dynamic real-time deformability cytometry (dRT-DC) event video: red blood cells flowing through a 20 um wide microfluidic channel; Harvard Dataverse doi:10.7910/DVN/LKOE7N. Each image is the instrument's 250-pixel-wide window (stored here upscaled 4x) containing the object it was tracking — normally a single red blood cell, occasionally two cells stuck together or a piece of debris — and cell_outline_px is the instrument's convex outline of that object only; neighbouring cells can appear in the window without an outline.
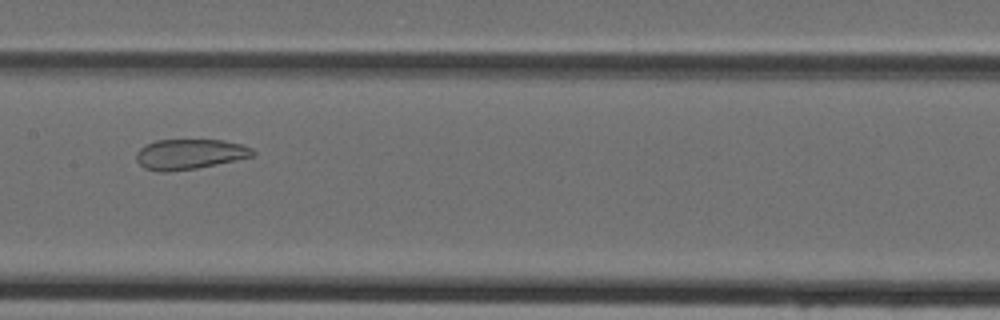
{"species": "Egyptian fruit bat (a non-hibernating species)", "species_latin": "Rousettus aegyptiacus", "temperature_condition": "cold", "stored_images_in_passage": 47, "camera_frame_rate_fps": 3000, "um_per_image_px": 0.085, "animal": {"sex": "female"}, "frame": {"image": 1, "passage_image": 24, "time_ms": 7.667, "image_size_px": [1000, 320], "cell_outline_px": [[256, 156], [196, 168], [168, 172], [156, 172], [144, 168], [136, 160], [136, 152], [140, 148], [156, 140], [224, 140], [240, 144], [252, 148], [256, 152]], "centroid_in_image_um": [16.12, 13.11], "position_along_channel_um": 191.3, "area_um2": 20.58}}
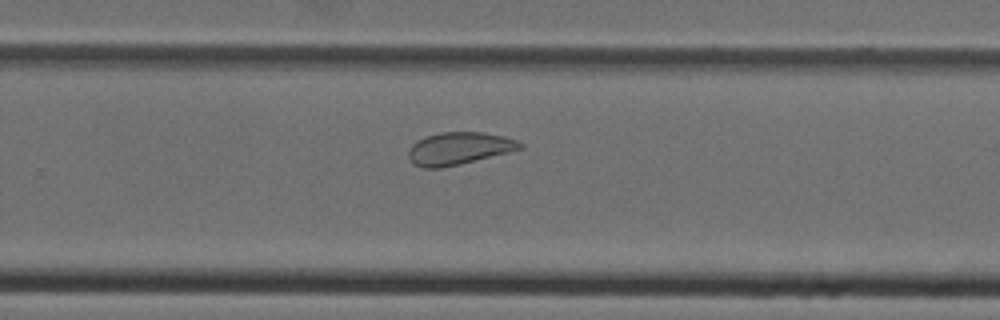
{"frame": {"image": 2, "passage_image": 31, "time_ms": 10.0, "image_size_px": [1000, 320], "cell_outline_px": [[524, 148], [460, 164], [440, 168], [424, 168], [412, 164], [408, 156], [408, 148], [416, 140], [440, 132], [484, 132], [504, 136], [516, 140], [524, 144]], "centroid_in_image_um": [38.99, 12.61], "position_along_channel_um": 290.8, "area_um2": 21.15}}
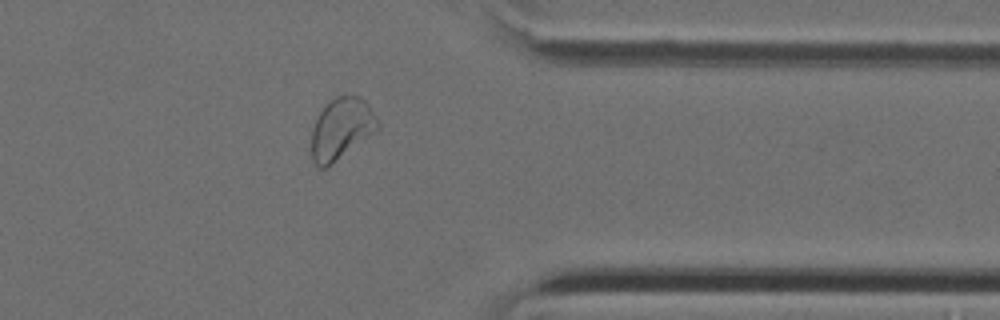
{"frame": {"image": 3, "passage_image": 38, "time_ms": 12.333, "image_size_px": [1000, 320], "cell_outline_px": [[380, 128], [332, 164], [324, 168], [320, 168], [312, 160], [312, 132], [316, 120], [320, 112], [336, 96], [360, 96], [368, 104], [380, 124]], "centroid_in_image_um": [29.03, 10.95], "position_along_channel_um": 382.4, "area_um2": 23.24}}